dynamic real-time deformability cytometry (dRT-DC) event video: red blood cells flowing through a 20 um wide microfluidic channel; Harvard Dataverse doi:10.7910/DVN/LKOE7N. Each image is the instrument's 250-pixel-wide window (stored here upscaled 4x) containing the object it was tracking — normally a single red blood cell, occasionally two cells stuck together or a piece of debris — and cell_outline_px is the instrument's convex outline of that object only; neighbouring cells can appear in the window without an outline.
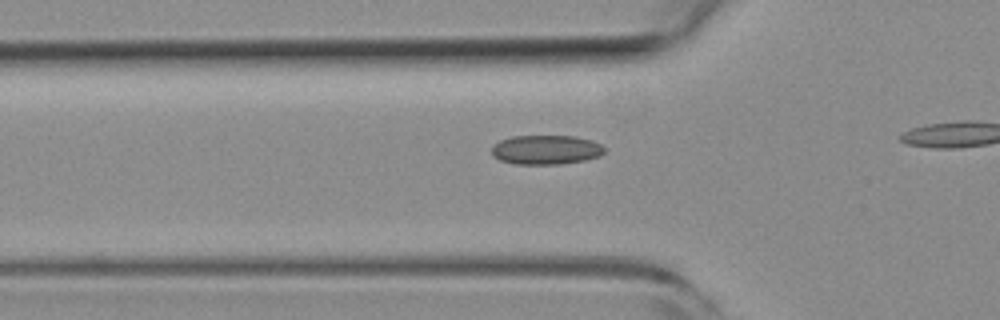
{"species": "common noctule bat (a hibernating species)", "species_latin": "Nyctalus noctula", "temperature_condition": "room temperature", "stored_images_in_passage": 13, "camera_frame_rate_fps": 3000, "um_per_image_px": 0.085, "animal": {"sex": "female", "body_mass_g": 19.3, "forearm_length_mm": 54.1}, "frame": {"image": 1, "passage_image": 8, "time_ms": 2.333, "image_size_px": [1000, 320], "cell_outline_px": [[604, 152], [600, 156], [584, 160], [560, 164], [516, 164], [500, 160], [492, 156], [492, 148], [500, 140], [512, 136], [572, 136], [592, 140], [600, 144], [604, 148]], "centroid_in_image_um": [46.4, 12.73], "position_along_channel_um": 79.4, "area_um2": 19.19}}
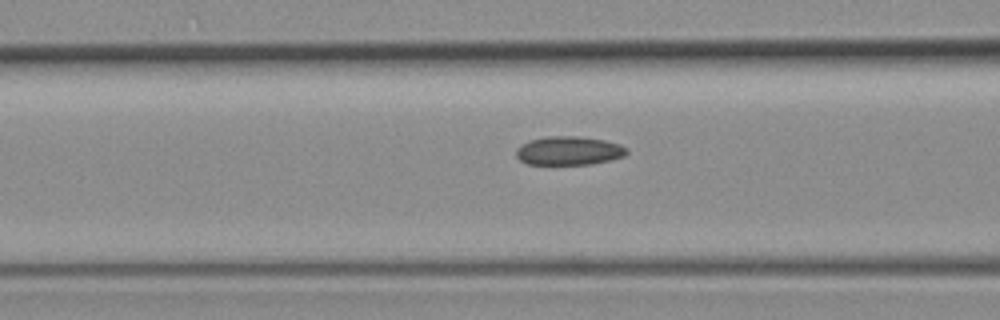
{"frame": {"image": 2, "passage_image": 11, "time_ms": 3.333, "image_size_px": [1000, 320], "cell_outline_px": [[628, 152], [624, 156], [612, 160], [592, 164], [528, 164], [520, 160], [516, 156], [516, 148], [520, 144], [528, 140], [548, 136], [580, 136], [604, 140], [620, 144], [628, 148]], "centroid_in_image_um": [48.36, 12.8], "position_along_channel_um": 118.2, "area_um2": 18.73}}